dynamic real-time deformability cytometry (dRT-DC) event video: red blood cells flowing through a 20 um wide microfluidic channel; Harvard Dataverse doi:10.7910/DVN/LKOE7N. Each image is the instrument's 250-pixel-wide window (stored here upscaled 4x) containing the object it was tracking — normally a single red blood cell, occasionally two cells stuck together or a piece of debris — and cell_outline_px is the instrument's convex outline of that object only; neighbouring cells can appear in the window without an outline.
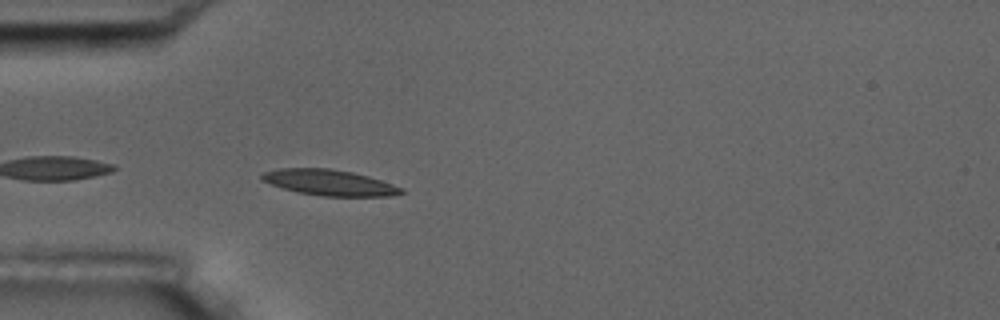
{"species": "common noctule bat (a hibernating species)", "species_latin": "Nyctalus noctula", "temperature_condition": "room temperature", "stored_images_in_passage": 1, "camera_frame_rate_fps": 3000, "um_per_image_px": 0.085, "animal": {"sex": "male", "body_mass_g": 17.5, "forearm_length_mm": 52.3}, "frame": {"image": 1, "passage_image": 1, "time_ms": 0.0, "image_size_px": [1000, 320], "cell_outline_px": [[404, 192], [388, 196], [324, 196], [296, 192], [260, 180], [260, 176], [264, 172], [280, 168], [328, 168], [352, 172], [368, 176], [404, 188]], "centroid_in_image_um": [27.98, 15.51], "position_along_channel_um": 57.0, "area_um2": 20.81}}